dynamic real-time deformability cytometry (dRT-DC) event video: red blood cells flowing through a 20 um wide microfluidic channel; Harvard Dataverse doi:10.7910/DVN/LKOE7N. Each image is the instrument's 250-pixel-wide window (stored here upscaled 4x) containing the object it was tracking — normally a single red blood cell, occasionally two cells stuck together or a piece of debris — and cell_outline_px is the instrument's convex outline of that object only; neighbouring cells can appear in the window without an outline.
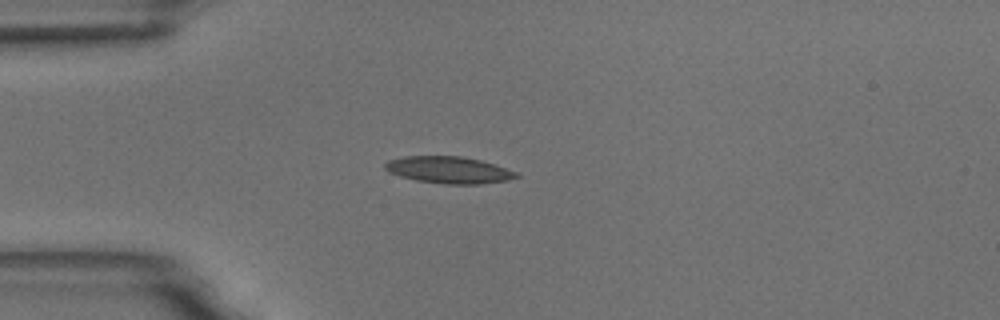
{"species": "common noctule bat (a hibernating species)", "species_latin": "Nyctalus noctula", "temperature_condition": "room temperature", "stored_images_in_passage": 7, "camera_frame_rate_fps": 3000, "um_per_image_px": 0.085, "animal": {"sex": "male", "body_mass_g": 18.8}, "frame": {"image": 1, "passage_image": 1, "time_ms": 0.0, "image_size_px": [1000, 320], "cell_outline_px": [[520, 176], [508, 180], [480, 184], [444, 184], [416, 180], [400, 176], [388, 172], [384, 168], [384, 164], [388, 160], [404, 156], [460, 156], [480, 160], [516, 172]], "centroid_in_image_um": [38.1, 14.45], "position_along_channel_um": 46.9, "area_um2": 20.4}}
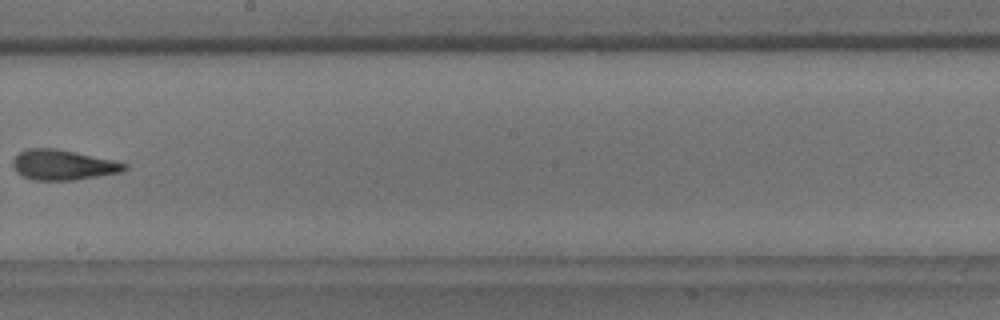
{"frame": {"image": 2, "passage_image": 6, "time_ms": 5.667, "image_size_px": [1000, 320], "cell_outline_px": [[128, 168], [124, 172], [72, 180], [32, 180], [16, 172], [12, 164], [12, 160], [20, 152], [28, 148], [56, 148], [112, 160], [128, 164]], "centroid_in_image_um": [5.36, 14.02], "position_along_channel_um": 242.8, "area_um2": 19.59}}